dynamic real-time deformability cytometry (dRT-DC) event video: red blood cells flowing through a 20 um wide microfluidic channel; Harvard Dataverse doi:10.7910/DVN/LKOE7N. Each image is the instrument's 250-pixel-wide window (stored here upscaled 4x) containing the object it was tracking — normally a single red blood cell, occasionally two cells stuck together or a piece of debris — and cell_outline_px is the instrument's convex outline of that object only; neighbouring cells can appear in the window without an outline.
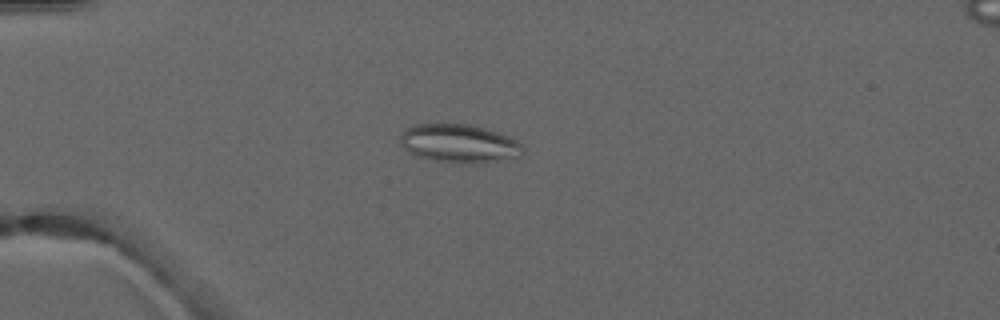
{"species": "common noctule bat (a hibernating species)", "species_latin": "Nyctalus noctula", "temperature_condition": "warm", "stored_images_in_passage": 4, "camera_frame_rate_fps": 3000, "um_per_image_px": 0.085, "animal": {"sex": "male", "forearm_length_mm": 52.5}, "frame": {"image": 1, "passage_image": 2, "time_ms": 1.0, "image_size_px": [1000, 320], "cell_outline_px": [[524, 148], [520, 156], [480, 164], [460, 164], [436, 160], [416, 156], [404, 148], [400, 144], [400, 136], [412, 124], [468, 124], [484, 128], [508, 136], [516, 140]], "centroid_in_image_um": [39.02, 12.21], "position_along_channel_um": 46.0, "area_um2": 27.46}}